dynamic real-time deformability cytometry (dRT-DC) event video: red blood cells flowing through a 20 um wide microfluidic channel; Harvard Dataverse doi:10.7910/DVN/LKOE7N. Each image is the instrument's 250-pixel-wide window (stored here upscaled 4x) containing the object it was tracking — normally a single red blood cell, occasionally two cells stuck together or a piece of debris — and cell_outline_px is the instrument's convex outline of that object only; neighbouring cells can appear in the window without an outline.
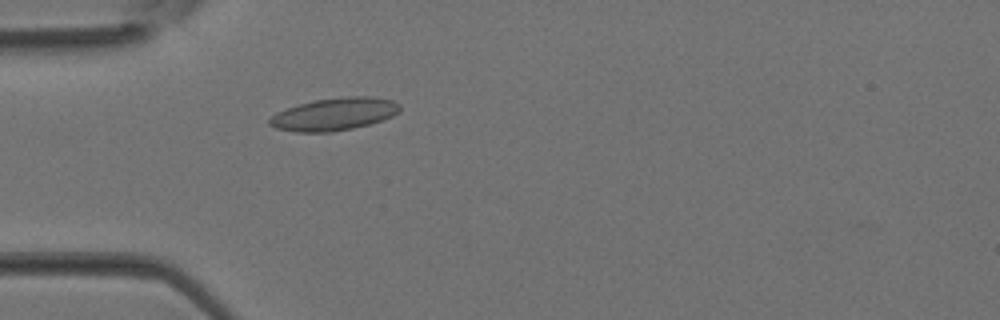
{"species": "Egyptian fruit bat (a non-hibernating species)", "species_latin": "Rousettus aegyptiacus", "temperature_condition": "room temperature", "stored_images_in_passage": 1, "camera_frame_rate_fps": 3000, "um_per_image_px": 0.085, "animal": {"sex": "female"}, "frame": {"image": 1, "passage_image": 1, "time_ms": 0.0, "image_size_px": [1000, 320], "cell_outline_px": [[400, 112], [384, 120], [352, 128], [332, 132], [296, 132], [276, 128], [268, 124], [268, 120], [276, 112], [300, 104], [316, 100], [348, 96], [368, 96], [392, 100], [400, 104]], "centroid_in_image_um": [28.43, 9.7], "position_along_channel_um": 56.6, "area_um2": 24.62}}